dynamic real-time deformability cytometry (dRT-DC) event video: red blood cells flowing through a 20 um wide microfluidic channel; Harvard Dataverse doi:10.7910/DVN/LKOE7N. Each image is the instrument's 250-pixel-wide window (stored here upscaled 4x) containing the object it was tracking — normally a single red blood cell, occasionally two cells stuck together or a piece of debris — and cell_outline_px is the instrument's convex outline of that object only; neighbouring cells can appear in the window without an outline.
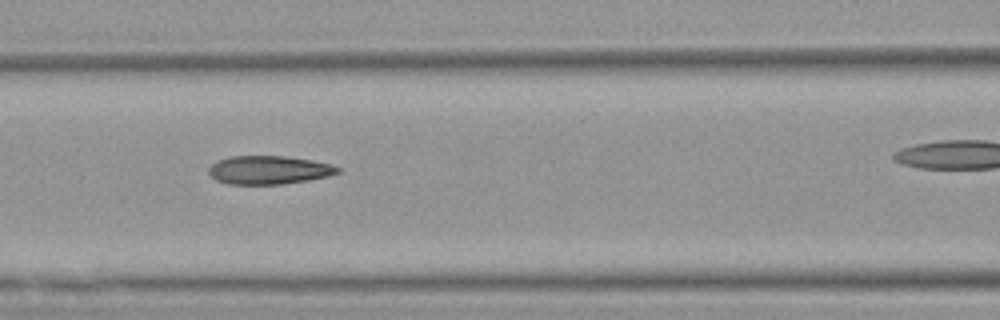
{"species": "Egyptian fruit bat (a non-hibernating species)", "species_latin": "Rousettus aegyptiacus", "temperature_condition": "warm", "stored_images_in_passage": 26, "camera_frame_rate_fps": 3000, "um_per_image_px": 0.085, "animal": {"sex": "female"}, "frame": {"image": 1, "passage_image": 22, "time_ms": 7.0, "image_size_px": [1000, 320], "cell_outline_px": [[340, 172], [328, 176], [308, 180], [284, 184], [228, 184], [216, 180], [208, 172], [208, 168], [212, 164], [220, 160], [232, 156], [284, 156], [312, 160], [332, 164], [340, 168]], "centroid_in_image_um": [22.87, 14.45], "position_along_channel_um": 143.7, "area_um2": 21.33}}
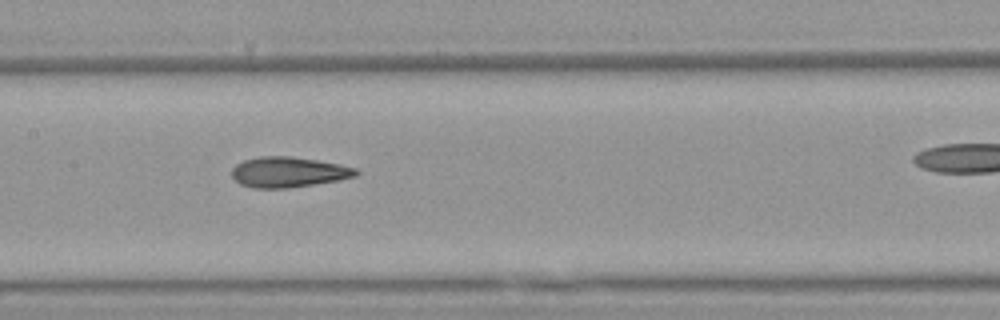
{"frame": {"image": 2, "passage_image": 25, "time_ms": 8.0, "image_size_px": [1000, 320], "cell_outline_px": [[360, 172], [356, 176], [340, 180], [288, 188], [252, 188], [240, 184], [232, 176], [232, 168], [236, 164], [244, 160], [260, 156], [292, 156], [340, 164], [356, 168]], "centroid_in_image_um": [24.52, 14.63], "position_along_channel_um": 182.9, "area_um2": 22.08}}